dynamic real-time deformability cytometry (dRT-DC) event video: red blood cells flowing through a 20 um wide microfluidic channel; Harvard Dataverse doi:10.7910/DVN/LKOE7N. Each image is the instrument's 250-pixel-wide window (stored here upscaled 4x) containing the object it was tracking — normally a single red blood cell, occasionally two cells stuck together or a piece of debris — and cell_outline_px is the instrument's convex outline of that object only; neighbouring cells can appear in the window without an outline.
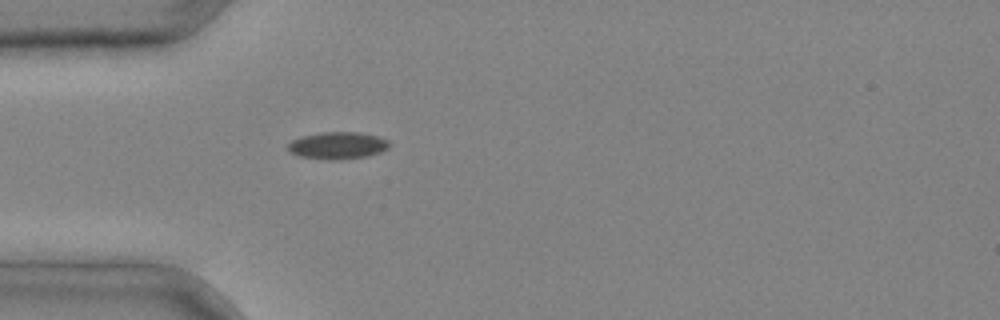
{"species": "common noctule bat (a hibernating species)", "species_latin": "Nyctalus noctula", "temperature_condition": "cold", "stored_images_in_passage": 2, "camera_frame_rate_fps": 3000, "um_per_image_px": 0.085, "animal": {"sex": "male", "body_mass_g": 20.4}, "frame": {"image": 1, "passage_image": 2, "time_ms": 0.333, "image_size_px": [1000, 320], "cell_outline_px": [[392, 144], [388, 148], [380, 152], [368, 156], [340, 160], [328, 160], [300, 156], [288, 152], [288, 144], [292, 140], [300, 136], [320, 132], [360, 132], [380, 136], [388, 140]], "centroid_in_image_um": [28.72, 12.36], "position_along_channel_um": 56.3, "area_um2": 16.36}}